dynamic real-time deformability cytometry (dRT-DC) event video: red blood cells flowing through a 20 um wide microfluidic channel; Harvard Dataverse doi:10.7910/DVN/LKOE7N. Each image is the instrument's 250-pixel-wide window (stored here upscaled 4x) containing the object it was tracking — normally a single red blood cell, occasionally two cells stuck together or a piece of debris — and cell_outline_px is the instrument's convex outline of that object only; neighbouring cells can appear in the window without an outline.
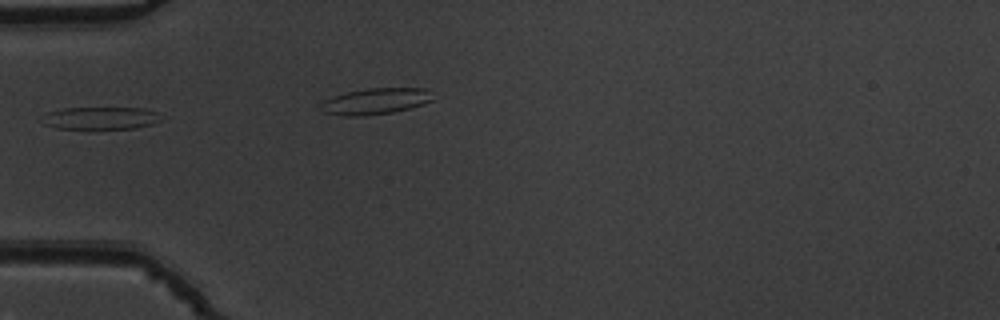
{"species": "common noctule bat (a hibernating species)", "species_latin": "Nyctalus noctula", "temperature_condition": "warm", "stored_images_in_passage": 5, "camera_frame_rate_fps": 3000, "um_per_image_px": 0.085, "animal": {"sex": "male", "body_mass_g": 19.5, "forearm_length_mm": 54.6}, "frame": {"image": 1, "passage_image": 1, "time_ms": 0.0, "image_size_px": [1000, 320], "cell_outline_px": [[164, 120], [152, 124], [136, 128], [56, 128], [44, 124], [40, 116], [48, 112], [64, 108], [144, 108], [156, 112]], "centroid_in_image_um": [8.56, 10.03], "position_along_channel_um": 76.4, "area_um2": 15.55}}